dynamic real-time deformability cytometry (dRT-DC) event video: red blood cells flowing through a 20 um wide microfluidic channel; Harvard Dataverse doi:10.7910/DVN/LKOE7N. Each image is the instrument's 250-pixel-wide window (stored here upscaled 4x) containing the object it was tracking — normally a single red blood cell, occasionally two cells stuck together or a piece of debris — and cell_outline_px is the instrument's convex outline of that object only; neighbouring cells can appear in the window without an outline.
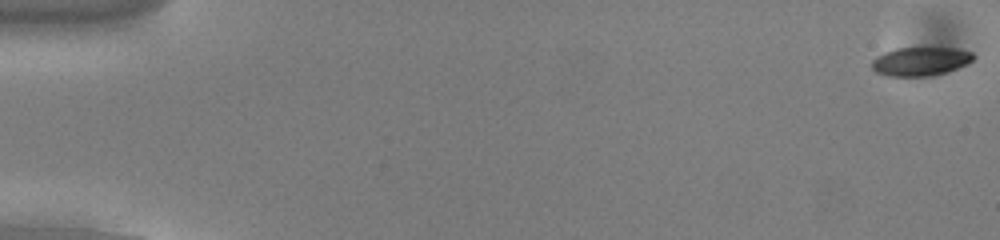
{"species": "common noctule bat (a hibernating species)", "species_latin": "Nyctalus noctula", "temperature_condition": "cold", "stored_images_in_passage": 15, "camera_frame_rate_fps": 3000, "um_per_image_px": 0.085, "animal": {"sex": "male", "body_mass_g": 13.0, "forearm_length_mm": 53.1}, "frame": {"image": 1, "passage_image": 1, "time_ms": 0.0, "image_size_px": [1000, 240], "cell_outline_px": [[976, 56], [972, 60], [956, 68], [944, 72], [928, 76], [888, 76], [876, 72], [872, 68], [872, 60], [876, 56], [884, 52], [896, 48], [956, 48], [972, 52]], "centroid_in_image_um": [78.21, 5.21], "position_along_channel_um": 6.8, "area_um2": 16.82}}